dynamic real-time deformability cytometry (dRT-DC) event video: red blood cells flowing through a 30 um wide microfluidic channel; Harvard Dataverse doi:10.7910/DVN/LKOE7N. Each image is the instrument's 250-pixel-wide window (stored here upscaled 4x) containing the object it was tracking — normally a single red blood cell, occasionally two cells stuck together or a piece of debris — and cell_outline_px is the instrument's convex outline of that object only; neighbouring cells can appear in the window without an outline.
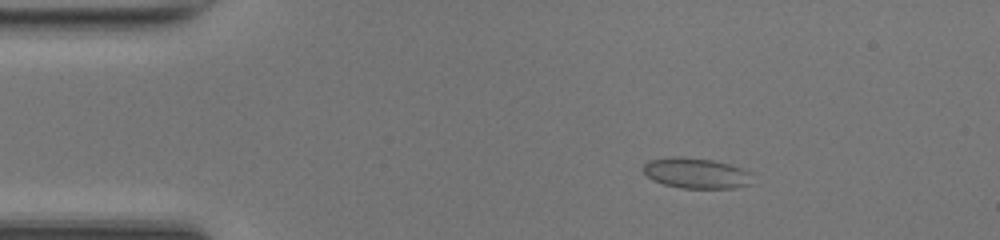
{"species": "common noctule bat (a hibernating species)", "species_latin": "Nyctalus noctula", "temperature_condition": "room temperature", "stored_images_in_passage": 49, "camera_frame_rate_fps": 3000, "um_per_image_px": 0.085, "animal": {"sex": "female", "body_mass_g": 17.0, "forearm_length_mm": 48.0}, "frame": {"image": 1, "passage_image": 8, "time_ms": 2.333, "image_size_px": [1000, 240], "cell_outline_px": [[752, 184], [736, 188], [680, 188], [664, 184], [652, 180], [644, 172], [644, 164], [648, 160], [680, 156], [712, 160], [728, 164], [740, 168], [748, 172]], "centroid_in_image_um": [59.15, 14.73], "position_along_channel_um": 25.9, "area_um2": 19.19}}
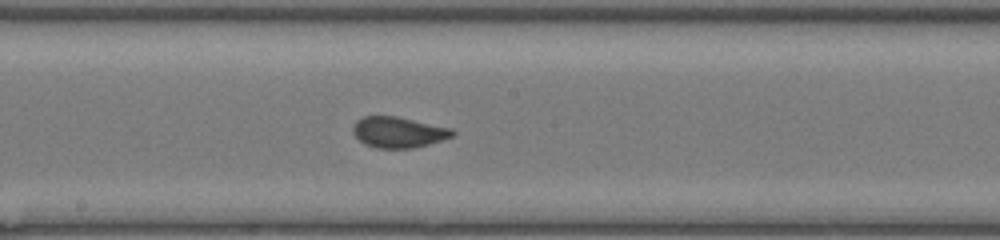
{"frame": {"image": 2, "passage_image": 26, "time_ms": 8.333, "image_size_px": [1000, 240], "cell_outline_px": [[456, 132], [452, 136], [428, 144], [412, 148], [376, 148], [364, 144], [352, 132], [352, 128], [356, 120], [364, 116], [396, 116], [452, 128]], "centroid_in_image_um": [33.84, 11.23], "position_along_channel_um": 214.4, "area_um2": 17.8}}
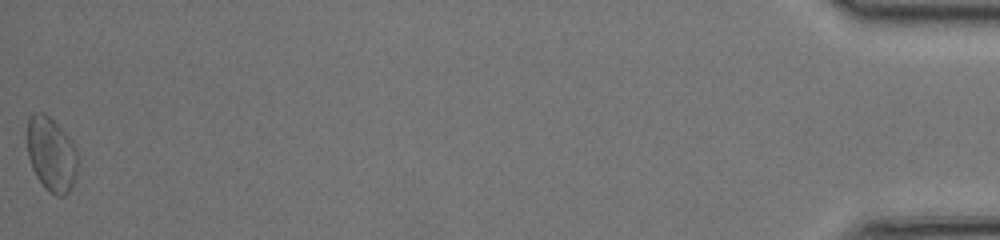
{"frame": {"image": 3, "passage_image": 49, "time_ms": 16.0, "image_size_px": [1000, 240], "cell_outline_px": [[80, 164], [72, 188], [64, 196], [56, 196], [44, 188], [36, 176], [32, 168], [28, 156], [28, 116], [32, 112], [44, 112], [72, 140], [80, 156]], "centroid_in_image_um": [4.41, 13.14], "position_along_channel_um": 430.8, "area_um2": 22.37}, "authors_computed_cell_mechanics": {"area_um2": 18.0914, "velocity_mm_per_s": 4.2271, "shape_relaxation_time_tau1_ms": 6.8564, "shape_relaxation_time_tau2_ms": null, "deformation_change_tau1": 0.1536, "deformation_change_tau2": null}}